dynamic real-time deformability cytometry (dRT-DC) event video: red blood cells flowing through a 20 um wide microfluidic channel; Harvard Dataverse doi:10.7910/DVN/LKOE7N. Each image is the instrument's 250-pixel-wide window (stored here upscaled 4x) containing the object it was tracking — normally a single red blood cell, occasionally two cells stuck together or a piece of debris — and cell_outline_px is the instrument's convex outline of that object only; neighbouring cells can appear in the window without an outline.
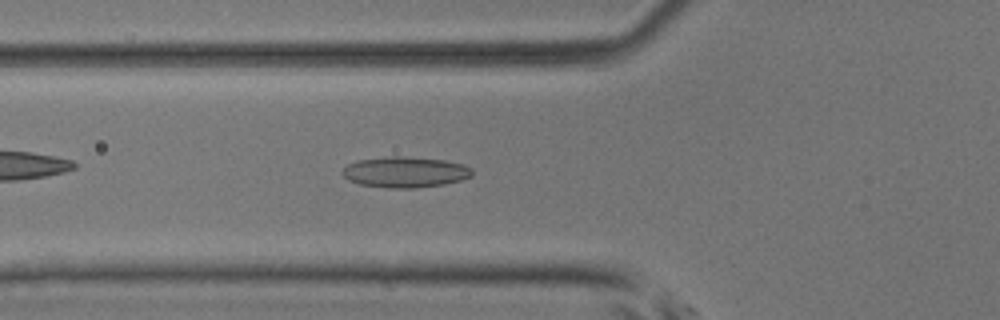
{"species": "common noctule bat (a hibernating species)", "species_latin": "Nyctalus noctula", "temperature_condition": "room temperature", "stored_images_in_passage": 37, "camera_frame_rate_fps": 3000, "um_per_image_px": 0.085, "animal": {"sex": "male", "body_mass_g": 17.9, "forearm_length_mm": 54.2}, "frame": {"image": 1, "passage_image": 5, "time_ms": 1.333, "image_size_px": [1000, 320], "cell_outline_px": [[472, 176], [460, 180], [444, 184], [416, 188], [392, 188], [360, 184], [348, 180], [340, 172], [348, 164], [356, 160], [388, 156], [400, 156], [444, 160], [464, 164], [472, 168]], "centroid_in_image_um": [34.43, 14.62], "position_along_channel_um": 91.4, "area_um2": 23.29}}
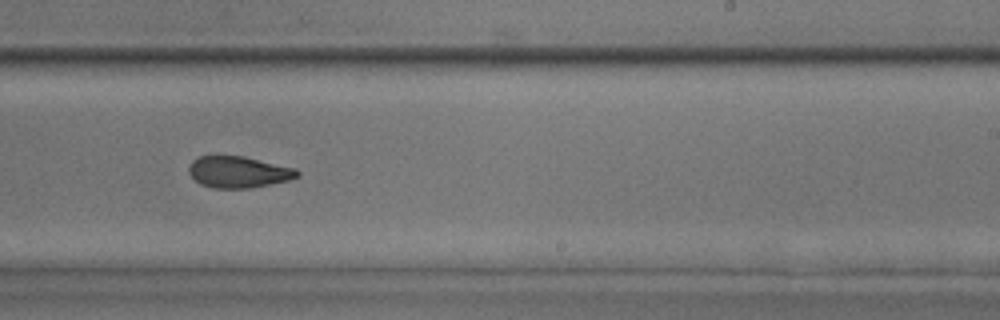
{"frame": {"image": 2, "passage_image": 18, "time_ms": 5.667, "image_size_px": [1000, 320], "cell_outline_px": [[300, 176], [288, 180], [252, 188], [212, 188], [200, 184], [188, 172], [188, 168], [192, 160], [200, 156], [244, 156], [296, 168], [300, 172]], "centroid_in_image_um": [20.28, 14.62], "position_along_channel_um": 268.7, "area_um2": 19.94}}
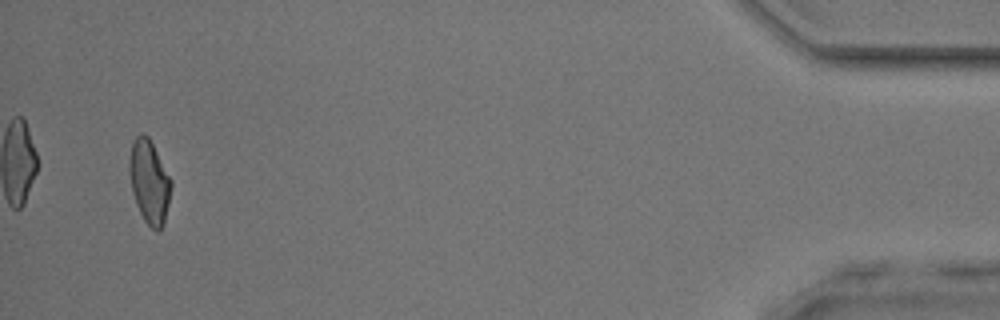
{"frame": {"image": 3, "passage_image": 35, "time_ms": 11.333, "image_size_px": [1000, 320], "cell_outline_px": [[172, 184], [164, 224], [160, 232], [156, 232], [144, 220], [136, 204], [132, 192], [128, 168], [128, 164], [132, 140], [140, 132], [144, 132], [148, 136], [172, 180]], "centroid_in_image_um": [12.68, 15.44], "position_along_channel_um": 422.5, "area_um2": 20.52}, "authors_computed_cell_mechanics": {"area_um2": 20.4612, "velocity_mm_per_s": 4.1023, "shape_relaxation_time_tau1_ms": 9.3385, "shape_relaxation_time_tau2_ms": 1.6299, "deformation_change_tau1": 0.1755, "deformation_change_tau2": 0.0804}}